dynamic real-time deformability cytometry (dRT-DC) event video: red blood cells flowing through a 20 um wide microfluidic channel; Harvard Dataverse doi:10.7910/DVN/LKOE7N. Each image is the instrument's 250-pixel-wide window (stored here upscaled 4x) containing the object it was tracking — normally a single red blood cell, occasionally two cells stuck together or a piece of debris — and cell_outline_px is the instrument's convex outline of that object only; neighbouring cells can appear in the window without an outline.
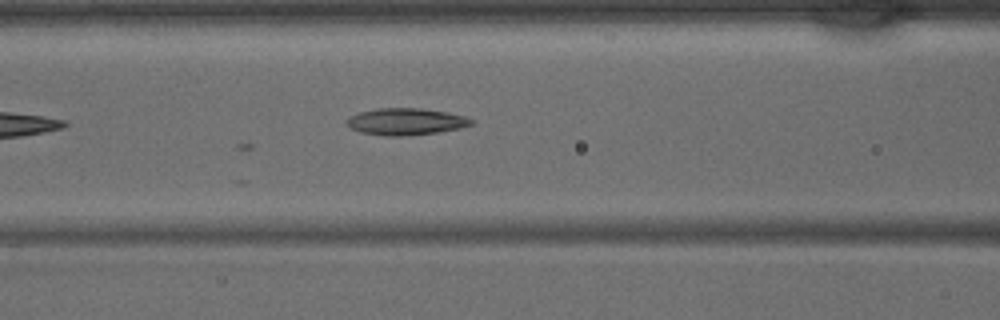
{"species": "common noctule bat (a hibernating species)", "species_latin": "Nyctalus noctula", "temperature_condition": "warm", "stored_images_in_passage": 32, "camera_frame_rate_fps": 3000, "um_per_image_px": 0.085, "animal": {"sex": "male", "body_mass_g": 15.6}, "frame": {"image": 1, "passage_image": 7, "time_ms": 2.0, "image_size_px": [1000, 320], "cell_outline_px": [[472, 124], [460, 128], [436, 132], [400, 136], [384, 136], [360, 132], [352, 128], [344, 120], [360, 112], [376, 108], [420, 108], [448, 112], [464, 116], [472, 120]], "centroid_in_image_um": [34.48, 10.33], "position_along_channel_um": 132.1, "area_um2": 19.25}}
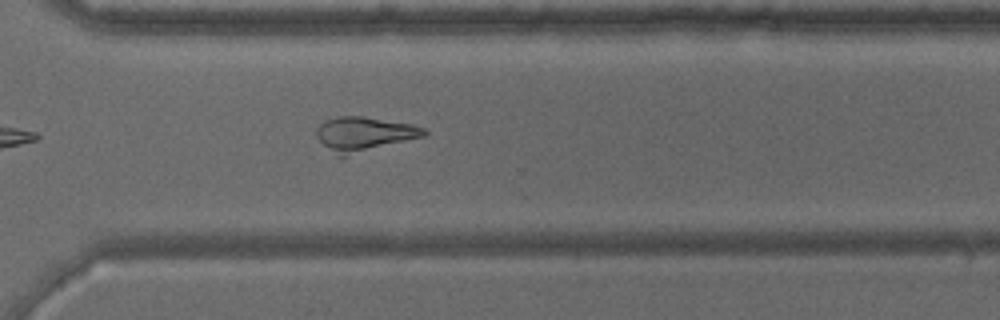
{"frame": {"image": 2, "passage_image": 20, "time_ms": 6.333, "image_size_px": [1000, 320], "cell_outline_px": [[428, 132], [424, 136], [344, 156], [336, 156], [316, 136], [316, 128], [324, 120], [340, 116], [364, 116], [412, 124], [424, 128]], "centroid_in_image_um": [30.93, 11.37], "position_along_channel_um": 339.7, "area_um2": 21.15}}
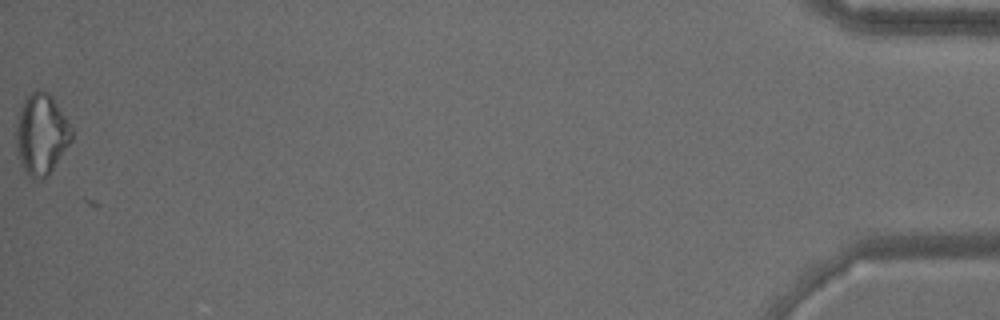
{"frame": {"image": 3, "passage_image": 32, "time_ms": 10.333, "image_size_px": [1000, 320], "cell_outline_px": [[72, 140], [48, 176], [40, 180], [32, 180], [28, 176], [20, 160], [16, 148], [16, 128], [20, 108], [24, 100], [36, 88], [40, 88], [48, 92], [52, 96], [72, 128]], "centroid_in_image_um": [3.52, 11.41], "position_along_channel_um": 431.7, "area_um2": 26.18}}